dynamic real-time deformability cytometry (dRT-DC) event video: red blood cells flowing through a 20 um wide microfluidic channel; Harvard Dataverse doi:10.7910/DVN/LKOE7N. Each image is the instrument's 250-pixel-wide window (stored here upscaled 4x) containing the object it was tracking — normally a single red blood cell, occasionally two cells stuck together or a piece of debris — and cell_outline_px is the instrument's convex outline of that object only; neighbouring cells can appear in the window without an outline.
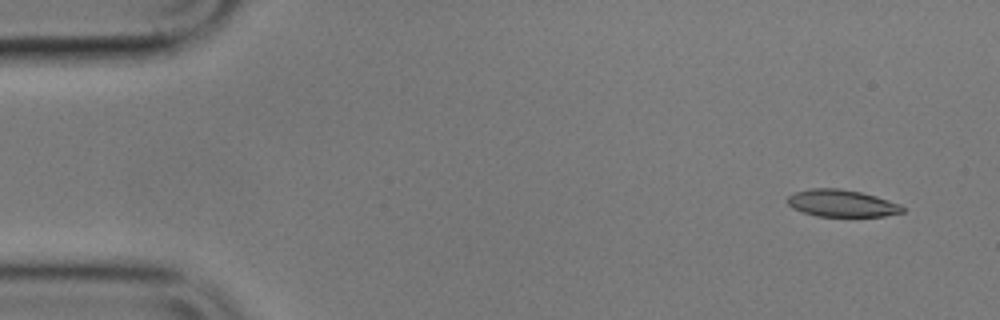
{"species": "common noctule bat (a hibernating species)", "species_latin": "Nyctalus noctula", "temperature_condition": "cold", "stored_images_in_passage": 8, "camera_frame_rate_fps": 3000, "um_per_image_px": 0.085, "animal": {"sex": "male", "body_mass_g": 17.9}, "frame": {"image": 1, "passage_image": 1, "time_ms": 0.0, "image_size_px": [1000, 320], "cell_outline_px": [[904, 212], [884, 216], [816, 216], [792, 208], [788, 204], [788, 196], [796, 192], [808, 188], [840, 188], [860, 192], [876, 196], [900, 204], [904, 208]], "centroid_in_image_um": [71.55, 17.27], "position_along_channel_um": 13.5, "area_um2": 18.09}}
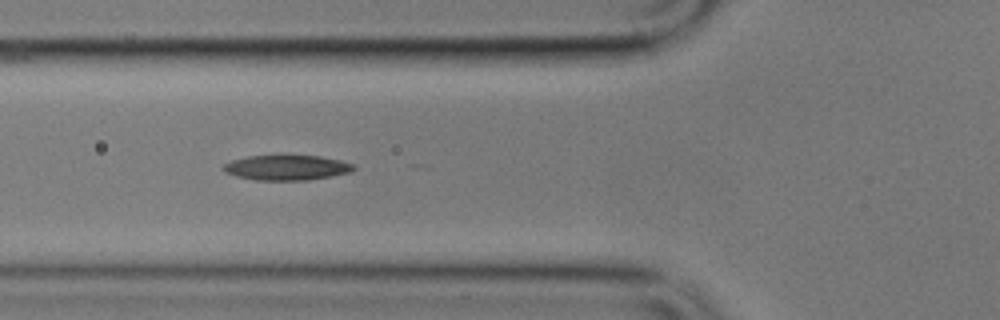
{"frame": {"image": 2, "passage_image": 6, "time_ms": 5.667, "image_size_px": [1000, 320], "cell_outline_px": [[356, 168], [352, 172], [332, 176], [308, 180], [256, 180], [236, 176], [224, 172], [220, 168], [224, 164], [232, 160], [248, 156], [280, 152], [320, 156], [340, 160], [352, 164]], "centroid_in_image_um": [24.34, 14.2], "position_along_channel_um": 101.5, "area_um2": 20.06}}
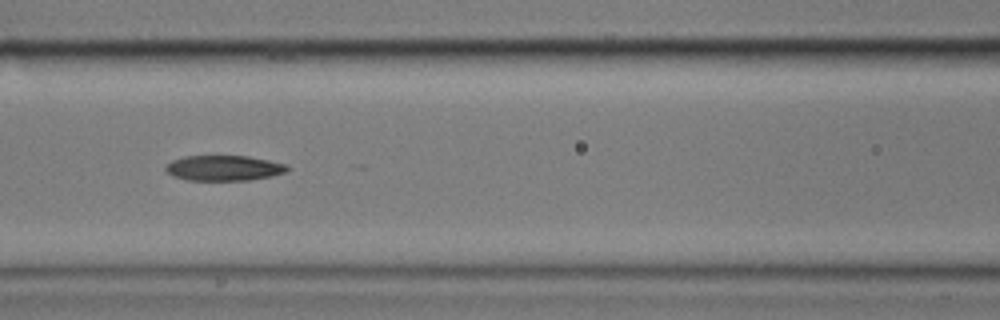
{"frame": {"image": 3, "passage_image": 7, "time_ms": 7.0, "image_size_px": [1000, 320], "cell_outline_px": [[288, 172], [272, 176], [248, 180], [188, 180], [172, 176], [164, 168], [172, 160], [184, 156], [248, 156], [288, 164]], "centroid_in_image_um": [19.05, 14.28], "position_along_channel_um": 147.5, "area_um2": 17.98}}